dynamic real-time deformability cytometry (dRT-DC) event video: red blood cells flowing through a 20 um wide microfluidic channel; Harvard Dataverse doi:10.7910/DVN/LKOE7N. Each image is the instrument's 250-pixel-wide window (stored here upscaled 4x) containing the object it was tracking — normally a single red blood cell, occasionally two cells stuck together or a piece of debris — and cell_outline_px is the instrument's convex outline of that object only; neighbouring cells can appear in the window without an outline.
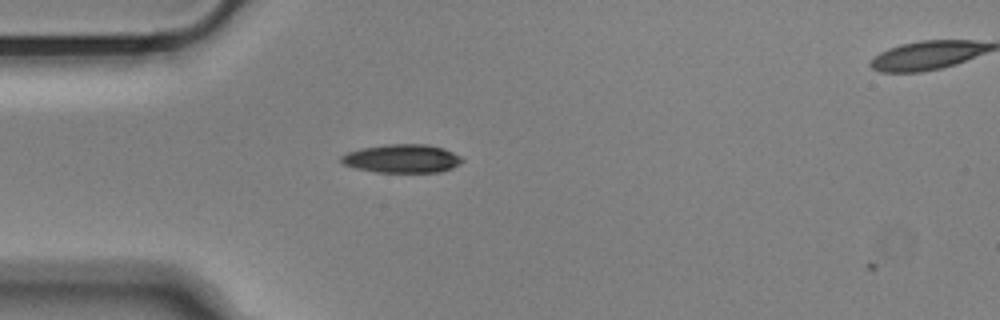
{"species": "Egyptian fruit bat (a non-hibernating species)", "species_latin": "Rousettus aegyptiacus", "temperature_condition": "cold", "stored_images_in_passage": 3, "camera_frame_rate_fps": 3000, "um_per_image_px": 0.085, "animal": {"sex": "male"}, "frame": {"image": 1, "passage_image": 2, "time_ms": 0.333, "image_size_px": [1000, 320], "cell_outline_px": [[464, 160], [460, 164], [452, 168], [440, 172], [376, 172], [356, 168], [344, 164], [340, 160], [340, 156], [348, 152], [360, 148], [384, 144], [428, 144], [444, 148], [460, 156]], "centroid_in_image_um": [34.18, 13.47], "position_along_channel_um": 50.8, "area_um2": 20.17}}